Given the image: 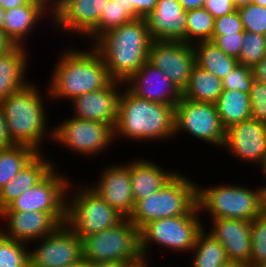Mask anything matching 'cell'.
I'll return each instance as SVG.
<instances>
[{"instance_id": "cell-60", "label": "cell", "mask_w": 266, "mask_h": 267, "mask_svg": "<svg viewBox=\"0 0 266 267\" xmlns=\"http://www.w3.org/2000/svg\"><path fill=\"white\" fill-rule=\"evenodd\" d=\"M243 267H256V266H251V265H243Z\"/></svg>"}, {"instance_id": "cell-33", "label": "cell", "mask_w": 266, "mask_h": 267, "mask_svg": "<svg viewBox=\"0 0 266 267\" xmlns=\"http://www.w3.org/2000/svg\"><path fill=\"white\" fill-rule=\"evenodd\" d=\"M186 43L212 40L215 18L204 7L186 11Z\"/></svg>"}, {"instance_id": "cell-25", "label": "cell", "mask_w": 266, "mask_h": 267, "mask_svg": "<svg viewBox=\"0 0 266 267\" xmlns=\"http://www.w3.org/2000/svg\"><path fill=\"white\" fill-rule=\"evenodd\" d=\"M39 152L10 182L0 189V211L22 193L33 188L56 165Z\"/></svg>"}, {"instance_id": "cell-38", "label": "cell", "mask_w": 266, "mask_h": 267, "mask_svg": "<svg viewBox=\"0 0 266 267\" xmlns=\"http://www.w3.org/2000/svg\"><path fill=\"white\" fill-rule=\"evenodd\" d=\"M255 81L252 67L238 64L223 80V91L240 90L249 93Z\"/></svg>"}, {"instance_id": "cell-55", "label": "cell", "mask_w": 266, "mask_h": 267, "mask_svg": "<svg viewBox=\"0 0 266 267\" xmlns=\"http://www.w3.org/2000/svg\"><path fill=\"white\" fill-rule=\"evenodd\" d=\"M223 267H243V265L239 264V263L229 262L228 264H226Z\"/></svg>"}, {"instance_id": "cell-57", "label": "cell", "mask_w": 266, "mask_h": 267, "mask_svg": "<svg viewBox=\"0 0 266 267\" xmlns=\"http://www.w3.org/2000/svg\"><path fill=\"white\" fill-rule=\"evenodd\" d=\"M139 267H149L148 261H144ZM171 267V266H169Z\"/></svg>"}, {"instance_id": "cell-34", "label": "cell", "mask_w": 266, "mask_h": 267, "mask_svg": "<svg viewBox=\"0 0 266 267\" xmlns=\"http://www.w3.org/2000/svg\"><path fill=\"white\" fill-rule=\"evenodd\" d=\"M27 243L5 236L0 231V267H29Z\"/></svg>"}, {"instance_id": "cell-56", "label": "cell", "mask_w": 266, "mask_h": 267, "mask_svg": "<svg viewBox=\"0 0 266 267\" xmlns=\"http://www.w3.org/2000/svg\"><path fill=\"white\" fill-rule=\"evenodd\" d=\"M261 172H263L262 174L265 176L264 178H266V162L264 166L261 168Z\"/></svg>"}, {"instance_id": "cell-18", "label": "cell", "mask_w": 266, "mask_h": 267, "mask_svg": "<svg viewBox=\"0 0 266 267\" xmlns=\"http://www.w3.org/2000/svg\"><path fill=\"white\" fill-rule=\"evenodd\" d=\"M123 164L108 165L99 176L100 180L89 184V186L111 207L125 218H129L135 202L131 188L129 161Z\"/></svg>"}, {"instance_id": "cell-16", "label": "cell", "mask_w": 266, "mask_h": 267, "mask_svg": "<svg viewBox=\"0 0 266 267\" xmlns=\"http://www.w3.org/2000/svg\"><path fill=\"white\" fill-rule=\"evenodd\" d=\"M109 0H57L52 5L54 28L79 37L86 36L99 24L102 9Z\"/></svg>"}, {"instance_id": "cell-42", "label": "cell", "mask_w": 266, "mask_h": 267, "mask_svg": "<svg viewBox=\"0 0 266 267\" xmlns=\"http://www.w3.org/2000/svg\"><path fill=\"white\" fill-rule=\"evenodd\" d=\"M203 7L209 11L215 19L236 11L232 0H205Z\"/></svg>"}, {"instance_id": "cell-17", "label": "cell", "mask_w": 266, "mask_h": 267, "mask_svg": "<svg viewBox=\"0 0 266 267\" xmlns=\"http://www.w3.org/2000/svg\"><path fill=\"white\" fill-rule=\"evenodd\" d=\"M122 82L112 81L107 87L82 94L71 101L73 117L81 120L97 121L110 125L113 129L117 120L118 100Z\"/></svg>"}, {"instance_id": "cell-31", "label": "cell", "mask_w": 266, "mask_h": 267, "mask_svg": "<svg viewBox=\"0 0 266 267\" xmlns=\"http://www.w3.org/2000/svg\"><path fill=\"white\" fill-rule=\"evenodd\" d=\"M204 227L192 249L191 267H223L230 261L222 244Z\"/></svg>"}, {"instance_id": "cell-48", "label": "cell", "mask_w": 266, "mask_h": 267, "mask_svg": "<svg viewBox=\"0 0 266 267\" xmlns=\"http://www.w3.org/2000/svg\"><path fill=\"white\" fill-rule=\"evenodd\" d=\"M185 11L202 8L205 0H178Z\"/></svg>"}, {"instance_id": "cell-58", "label": "cell", "mask_w": 266, "mask_h": 267, "mask_svg": "<svg viewBox=\"0 0 266 267\" xmlns=\"http://www.w3.org/2000/svg\"><path fill=\"white\" fill-rule=\"evenodd\" d=\"M256 267H266V261H263L262 263H260Z\"/></svg>"}, {"instance_id": "cell-19", "label": "cell", "mask_w": 266, "mask_h": 267, "mask_svg": "<svg viewBox=\"0 0 266 267\" xmlns=\"http://www.w3.org/2000/svg\"><path fill=\"white\" fill-rule=\"evenodd\" d=\"M124 84L140 98L173 107H176L182 97V93L166 74L148 61Z\"/></svg>"}, {"instance_id": "cell-32", "label": "cell", "mask_w": 266, "mask_h": 267, "mask_svg": "<svg viewBox=\"0 0 266 267\" xmlns=\"http://www.w3.org/2000/svg\"><path fill=\"white\" fill-rule=\"evenodd\" d=\"M34 148L13 144L0 149V189L10 182L38 154Z\"/></svg>"}, {"instance_id": "cell-41", "label": "cell", "mask_w": 266, "mask_h": 267, "mask_svg": "<svg viewBox=\"0 0 266 267\" xmlns=\"http://www.w3.org/2000/svg\"><path fill=\"white\" fill-rule=\"evenodd\" d=\"M234 32H244L238 10L215 19L213 35H224Z\"/></svg>"}, {"instance_id": "cell-11", "label": "cell", "mask_w": 266, "mask_h": 267, "mask_svg": "<svg viewBox=\"0 0 266 267\" xmlns=\"http://www.w3.org/2000/svg\"><path fill=\"white\" fill-rule=\"evenodd\" d=\"M53 141L82 156H95L104 151L114 140V129L97 121L69 117L53 126Z\"/></svg>"}, {"instance_id": "cell-21", "label": "cell", "mask_w": 266, "mask_h": 267, "mask_svg": "<svg viewBox=\"0 0 266 267\" xmlns=\"http://www.w3.org/2000/svg\"><path fill=\"white\" fill-rule=\"evenodd\" d=\"M208 230L224 247L230 262L250 265L251 221L231 218L210 219Z\"/></svg>"}, {"instance_id": "cell-37", "label": "cell", "mask_w": 266, "mask_h": 267, "mask_svg": "<svg viewBox=\"0 0 266 267\" xmlns=\"http://www.w3.org/2000/svg\"><path fill=\"white\" fill-rule=\"evenodd\" d=\"M244 31L266 36V7L250 4L239 8Z\"/></svg>"}, {"instance_id": "cell-12", "label": "cell", "mask_w": 266, "mask_h": 267, "mask_svg": "<svg viewBox=\"0 0 266 267\" xmlns=\"http://www.w3.org/2000/svg\"><path fill=\"white\" fill-rule=\"evenodd\" d=\"M183 131L216 148L223 147L226 129L213 103L181 97L175 107V137Z\"/></svg>"}, {"instance_id": "cell-51", "label": "cell", "mask_w": 266, "mask_h": 267, "mask_svg": "<svg viewBox=\"0 0 266 267\" xmlns=\"http://www.w3.org/2000/svg\"><path fill=\"white\" fill-rule=\"evenodd\" d=\"M6 10L0 6V29H3Z\"/></svg>"}, {"instance_id": "cell-14", "label": "cell", "mask_w": 266, "mask_h": 267, "mask_svg": "<svg viewBox=\"0 0 266 267\" xmlns=\"http://www.w3.org/2000/svg\"><path fill=\"white\" fill-rule=\"evenodd\" d=\"M148 62L162 70L182 93L196 64L193 45L183 41H152Z\"/></svg>"}, {"instance_id": "cell-1", "label": "cell", "mask_w": 266, "mask_h": 267, "mask_svg": "<svg viewBox=\"0 0 266 267\" xmlns=\"http://www.w3.org/2000/svg\"><path fill=\"white\" fill-rule=\"evenodd\" d=\"M90 47L87 51L64 49L58 56L47 86L46 94L50 99L71 102L82 94L105 88L113 81L101 55Z\"/></svg>"}, {"instance_id": "cell-39", "label": "cell", "mask_w": 266, "mask_h": 267, "mask_svg": "<svg viewBox=\"0 0 266 267\" xmlns=\"http://www.w3.org/2000/svg\"><path fill=\"white\" fill-rule=\"evenodd\" d=\"M251 118L266 123V82L255 80L249 91Z\"/></svg>"}, {"instance_id": "cell-52", "label": "cell", "mask_w": 266, "mask_h": 267, "mask_svg": "<svg viewBox=\"0 0 266 267\" xmlns=\"http://www.w3.org/2000/svg\"><path fill=\"white\" fill-rule=\"evenodd\" d=\"M67 267H88V263L84 260L74 264V265H70V266H67Z\"/></svg>"}, {"instance_id": "cell-20", "label": "cell", "mask_w": 266, "mask_h": 267, "mask_svg": "<svg viewBox=\"0 0 266 267\" xmlns=\"http://www.w3.org/2000/svg\"><path fill=\"white\" fill-rule=\"evenodd\" d=\"M0 218L7 220V229L0 228L5 236L28 245L51 234L61 225L50 213L41 211H0Z\"/></svg>"}, {"instance_id": "cell-3", "label": "cell", "mask_w": 266, "mask_h": 267, "mask_svg": "<svg viewBox=\"0 0 266 267\" xmlns=\"http://www.w3.org/2000/svg\"><path fill=\"white\" fill-rule=\"evenodd\" d=\"M152 39L145 18H139L100 36L92 47L101 55L113 81L125 83L148 61Z\"/></svg>"}, {"instance_id": "cell-53", "label": "cell", "mask_w": 266, "mask_h": 267, "mask_svg": "<svg viewBox=\"0 0 266 267\" xmlns=\"http://www.w3.org/2000/svg\"><path fill=\"white\" fill-rule=\"evenodd\" d=\"M252 3L262 7H266V0H253Z\"/></svg>"}, {"instance_id": "cell-35", "label": "cell", "mask_w": 266, "mask_h": 267, "mask_svg": "<svg viewBox=\"0 0 266 267\" xmlns=\"http://www.w3.org/2000/svg\"><path fill=\"white\" fill-rule=\"evenodd\" d=\"M266 56V36L244 31L239 64L254 67Z\"/></svg>"}, {"instance_id": "cell-2", "label": "cell", "mask_w": 266, "mask_h": 267, "mask_svg": "<svg viewBox=\"0 0 266 267\" xmlns=\"http://www.w3.org/2000/svg\"><path fill=\"white\" fill-rule=\"evenodd\" d=\"M175 107L152 102L133 94L126 86L118 100L114 140L150 142L175 137Z\"/></svg>"}, {"instance_id": "cell-50", "label": "cell", "mask_w": 266, "mask_h": 267, "mask_svg": "<svg viewBox=\"0 0 266 267\" xmlns=\"http://www.w3.org/2000/svg\"><path fill=\"white\" fill-rule=\"evenodd\" d=\"M233 4L236 8V10H238L239 8L245 7L247 5L252 4L253 0H232Z\"/></svg>"}, {"instance_id": "cell-59", "label": "cell", "mask_w": 266, "mask_h": 267, "mask_svg": "<svg viewBox=\"0 0 266 267\" xmlns=\"http://www.w3.org/2000/svg\"><path fill=\"white\" fill-rule=\"evenodd\" d=\"M57 0H49V2L53 5Z\"/></svg>"}, {"instance_id": "cell-15", "label": "cell", "mask_w": 266, "mask_h": 267, "mask_svg": "<svg viewBox=\"0 0 266 267\" xmlns=\"http://www.w3.org/2000/svg\"><path fill=\"white\" fill-rule=\"evenodd\" d=\"M222 150L262 168L266 162V123L249 118L227 128Z\"/></svg>"}, {"instance_id": "cell-7", "label": "cell", "mask_w": 266, "mask_h": 267, "mask_svg": "<svg viewBox=\"0 0 266 267\" xmlns=\"http://www.w3.org/2000/svg\"><path fill=\"white\" fill-rule=\"evenodd\" d=\"M67 194L65 224L82 240L120 223L125 217L104 201L89 185L71 188ZM71 191V192H69ZM70 195V196H69ZM69 200V201H68Z\"/></svg>"}, {"instance_id": "cell-27", "label": "cell", "mask_w": 266, "mask_h": 267, "mask_svg": "<svg viewBox=\"0 0 266 267\" xmlns=\"http://www.w3.org/2000/svg\"><path fill=\"white\" fill-rule=\"evenodd\" d=\"M193 48L196 65L221 80L239 64L237 58L226 54L211 40L194 43Z\"/></svg>"}, {"instance_id": "cell-47", "label": "cell", "mask_w": 266, "mask_h": 267, "mask_svg": "<svg viewBox=\"0 0 266 267\" xmlns=\"http://www.w3.org/2000/svg\"><path fill=\"white\" fill-rule=\"evenodd\" d=\"M15 46L13 41L0 29V55L12 50Z\"/></svg>"}, {"instance_id": "cell-5", "label": "cell", "mask_w": 266, "mask_h": 267, "mask_svg": "<svg viewBox=\"0 0 266 267\" xmlns=\"http://www.w3.org/2000/svg\"><path fill=\"white\" fill-rule=\"evenodd\" d=\"M179 173L158 191L135 203L128 219L137 228L161 218L190 214L197 207L198 184Z\"/></svg>"}, {"instance_id": "cell-29", "label": "cell", "mask_w": 266, "mask_h": 267, "mask_svg": "<svg viewBox=\"0 0 266 267\" xmlns=\"http://www.w3.org/2000/svg\"><path fill=\"white\" fill-rule=\"evenodd\" d=\"M215 106L225 129L251 118L249 93L240 90L223 91Z\"/></svg>"}, {"instance_id": "cell-44", "label": "cell", "mask_w": 266, "mask_h": 267, "mask_svg": "<svg viewBox=\"0 0 266 267\" xmlns=\"http://www.w3.org/2000/svg\"><path fill=\"white\" fill-rule=\"evenodd\" d=\"M13 143L7 132L6 118L4 115L3 106L0 102V149L12 146Z\"/></svg>"}, {"instance_id": "cell-9", "label": "cell", "mask_w": 266, "mask_h": 267, "mask_svg": "<svg viewBox=\"0 0 266 267\" xmlns=\"http://www.w3.org/2000/svg\"><path fill=\"white\" fill-rule=\"evenodd\" d=\"M199 211L197 206L190 214L161 218L145 224L140 229V249L144 261H149L150 246L154 243L164 249L177 250V253H191L205 225L199 217Z\"/></svg>"}, {"instance_id": "cell-28", "label": "cell", "mask_w": 266, "mask_h": 267, "mask_svg": "<svg viewBox=\"0 0 266 267\" xmlns=\"http://www.w3.org/2000/svg\"><path fill=\"white\" fill-rule=\"evenodd\" d=\"M222 92V80L195 64L182 97L195 102L215 104Z\"/></svg>"}, {"instance_id": "cell-49", "label": "cell", "mask_w": 266, "mask_h": 267, "mask_svg": "<svg viewBox=\"0 0 266 267\" xmlns=\"http://www.w3.org/2000/svg\"><path fill=\"white\" fill-rule=\"evenodd\" d=\"M29 0H0V6L5 10H10L25 5Z\"/></svg>"}, {"instance_id": "cell-46", "label": "cell", "mask_w": 266, "mask_h": 267, "mask_svg": "<svg viewBox=\"0 0 266 267\" xmlns=\"http://www.w3.org/2000/svg\"><path fill=\"white\" fill-rule=\"evenodd\" d=\"M88 267H136V266L132 262L105 261L97 263H88Z\"/></svg>"}, {"instance_id": "cell-24", "label": "cell", "mask_w": 266, "mask_h": 267, "mask_svg": "<svg viewBox=\"0 0 266 267\" xmlns=\"http://www.w3.org/2000/svg\"><path fill=\"white\" fill-rule=\"evenodd\" d=\"M131 188L136 203L158 191L167 183L177 171L164 170L158 163L148 159H135L129 161Z\"/></svg>"}, {"instance_id": "cell-36", "label": "cell", "mask_w": 266, "mask_h": 267, "mask_svg": "<svg viewBox=\"0 0 266 267\" xmlns=\"http://www.w3.org/2000/svg\"><path fill=\"white\" fill-rule=\"evenodd\" d=\"M251 257L250 265L257 266L266 261V214L251 221Z\"/></svg>"}, {"instance_id": "cell-54", "label": "cell", "mask_w": 266, "mask_h": 267, "mask_svg": "<svg viewBox=\"0 0 266 267\" xmlns=\"http://www.w3.org/2000/svg\"><path fill=\"white\" fill-rule=\"evenodd\" d=\"M264 214H266V185H263Z\"/></svg>"}, {"instance_id": "cell-26", "label": "cell", "mask_w": 266, "mask_h": 267, "mask_svg": "<svg viewBox=\"0 0 266 267\" xmlns=\"http://www.w3.org/2000/svg\"><path fill=\"white\" fill-rule=\"evenodd\" d=\"M27 54L26 47L16 45L0 55V102L30 83L25 78L28 68Z\"/></svg>"}, {"instance_id": "cell-8", "label": "cell", "mask_w": 266, "mask_h": 267, "mask_svg": "<svg viewBox=\"0 0 266 267\" xmlns=\"http://www.w3.org/2000/svg\"><path fill=\"white\" fill-rule=\"evenodd\" d=\"M83 260L132 262L139 267L144 258L140 249V229L128 218L117 225L82 239Z\"/></svg>"}, {"instance_id": "cell-40", "label": "cell", "mask_w": 266, "mask_h": 267, "mask_svg": "<svg viewBox=\"0 0 266 267\" xmlns=\"http://www.w3.org/2000/svg\"><path fill=\"white\" fill-rule=\"evenodd\" d=\"M243 37L244 32H234L224 35H213L211 41L226 54L238 58L242 49Z\"/></svg>"}, {"instance_id": "cell-23", "label": "cell", "mask_w": 266, "mask_h": 267, "mask_svg": "<svg viewBox=\"0 0 266 267\" xmlns=\"http://www.w3.org/2000/svg\"><path fill=\"white\" fill-rule=\"evenodd\" d=\"M49 11V13H48ZM48 14V15H47ZM52 15L49 0H29L25 5L6 10L3 31L15 45L26 47V38L34 32L38 22Z\"/></svg>"}, {"instance_id": "cell-10", "label": "cell", "mask_w": 266, "mask_h": 267, "mask_svg": "<svg viewBox=\"0 0 266 267\" xmlns=\"http://www.w3.org/2000/svg\"><path fill=\"white\" fill-rule=\"evenodd\" d=\"M54 167L33 188L22 193L1 211L50 213L61 225L66 222L67 192L69 178L56 171Z\"/></svg>"}, {"instance_id": "cell-30", "label": "cell", "mask_w": 266, "mask_h": 267, "mask_svg": "<svg viewBox=\"0 0 266 267\" xmlns=\"http://www.w3.org/2000/svg\"><path fill=\"white\" fill-rule=\"evenodd\" d=\"M139 18L132 6H128V0H109L101 11L99 24L86 36V40L94 43L108 31Z\"/></svg>"}, {"instance_id": "cell-6", "label": "cell", "mask_w": 266, "mask_h": 267, "mask_svg": "<svg viewBox=\"0 0 266 267\" xmlns=\"http://www.w3.org/2000/svg\"><path fill=\"white\" fill-rule=\"evenodd\" d=\"M249 188L235 183H223L207 188L197 185L199 212H208L211 219L252 221L264 213L263 185L254 189Z\"/></svg>"}, {"instance_id": "cell-22", "label": "cell", "mask_w": 266, "mask_h": 267, "mask_svg": "<svg viewBox=\"0 0 266 267\" xmlns=\"http://www.w3.org/2000/svg\"><path fill=\"white\" fill-rule=\"evenodd\" d=\"M145 20L152 41L186 43V11L178 0H158Z\"/></svg>"}, {"instance_id": "cell-4", "label": "cell", "mask_w": 266, "mask_h": 267, "mask_svg": "<svg viewBox=\"0 0 266 267\" xmlns=\"http://www.w3.org/2000/svg\"><path fill=\"white\" fill-rule=\"evenodd\" d=\"M40 91L31 81L1 102L12 143L30 146L37 152H42L47 136L53 142V128H48L45 99Z\"/></svg>"}, {"instance_id": "cell-13", "label": "cell", "mask_w": 266, "mask_h": 267, "mask_svg": "<svg viewBox=\"0 0 266 267\" xmlns=\"http://www.w3.org/2000/svg\"><path fill=\"white\" fill-rule=\"evenodd\" d=\"M36 242L29 248V267H67L83 260L82 240L66 224Z\"/></svg>"}, {"instance_id": "cell-43", "label": "cell", "mask_w": 266, "mask_h": 267, "mask_svg": "<svg viewBox=\"0 0 266 267\" xmlns=\"http://www.w3.org/2000/svg\"><path fill=\"white\" fill-rule=\"evenodd\" d=\"M158 0H128V6H132L140 18H146L156 7Z\"/></svg>"}, {"instance_id": "cell-45", "label": "cell", "mask_w": 266, "mask_h": 267, "mask_svg": "<svg viewBox=\"0 0 266 267\" xmlns=\"http://www.w3.org/2000/svg\"><path fill=\"white\" fill-rule=\"evenodd\" d=\"M252 69L255 80L266 82V56Z\"/></svg>"}]
</instances>
